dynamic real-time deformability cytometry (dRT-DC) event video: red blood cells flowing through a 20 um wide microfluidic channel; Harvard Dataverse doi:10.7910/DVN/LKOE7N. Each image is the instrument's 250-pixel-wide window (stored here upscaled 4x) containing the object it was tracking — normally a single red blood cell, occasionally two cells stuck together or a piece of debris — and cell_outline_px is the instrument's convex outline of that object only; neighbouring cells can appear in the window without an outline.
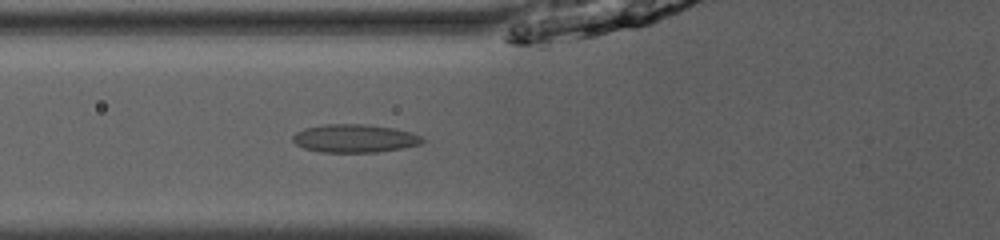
{"species": "common noctule bat (a hibernating species)", "species_latin": "Nyctalus noctula", "temperature_condition": "room temperature", "stored_images_in_passage": 36, "camera_frame_rate_fps": 3000, "um_per_image_px": 0.085, "animal": {"sex": "male", "body_mass_g": 13.0, "forearm_length_mm": 53.1}, "frame": {"image": 1, "passage_image": 6, "time_ms": 1.667, "image_size_px": [1000, 240], "cell_outline_px": [[424, 140], [420, 144], [400, 148], [376, 152], [320, 152], [304, 148], [296, 144], [292, 140], [292, 136], [296, 132], [304, 128], [328, 124], [364, 124], [392, 128], [412, 132], [420, 136]], "centroid_in_image_um": [30.11, 11.76], "position_along_channel_um": 95.7, "area_um2": 21.1}}
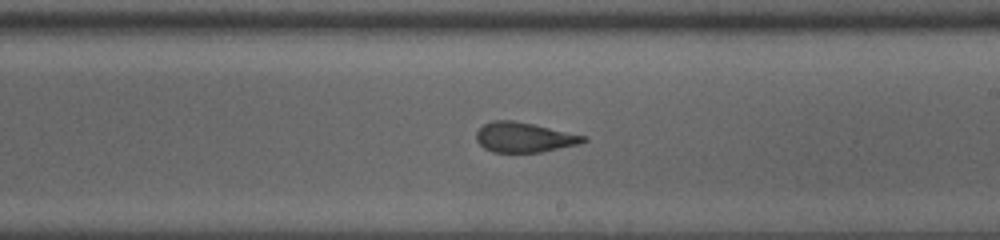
{"frame": {"image": 2, "passage_image": 17, "time_ms": 5.333, "image_size_px": [1000, 240], "cell_outline_px": [[588, 140], [580, 144], [540, 152], [492, 152], [484, 148], [476, 140], [476, 132], [484, 124], [492, 120], [512, 120], [532, 124], [588, 136]], "centroid_in_image_um": [44.56, 11.67], "position_along_channel_um": 244.4, "area_um2": 18.67}}
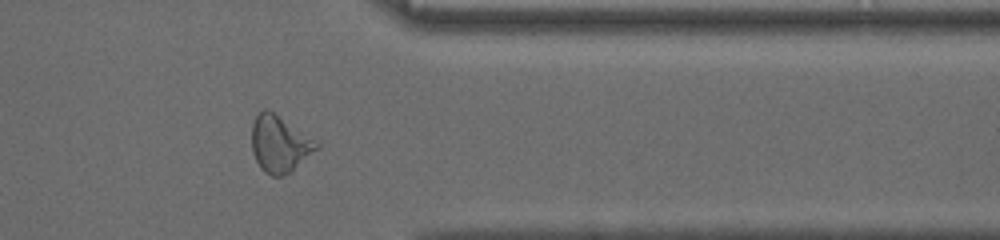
{"frame": {"image": 3, "passage_image": 28, "time_ms": 9.0, "image_size_px": [1000, 240], "cell_outline_px": [[320, 148], [292, 172], [280, 176], [272, 176], [264, 172], [260, 168], [252, 152], [252, 124], [256, 116], [264, 108], [268, 108], [320, 144]], "centroid_in_image_um": [23.77, 12.26], "position_along_channel_um": 387.6, "area_um2": 21.44}, "authors_computed_cell_mechanics": {"area_um2": 19.8254, "velocity_mm_per_s": 4.028, "shape_relaxation_time_tau1_ms": 8.9075, "shape_relaxation_time_tau2_ms": 1.293, "deformation_change_tau1": 0.2144, "deformation_change_tau2": 0.0869}}